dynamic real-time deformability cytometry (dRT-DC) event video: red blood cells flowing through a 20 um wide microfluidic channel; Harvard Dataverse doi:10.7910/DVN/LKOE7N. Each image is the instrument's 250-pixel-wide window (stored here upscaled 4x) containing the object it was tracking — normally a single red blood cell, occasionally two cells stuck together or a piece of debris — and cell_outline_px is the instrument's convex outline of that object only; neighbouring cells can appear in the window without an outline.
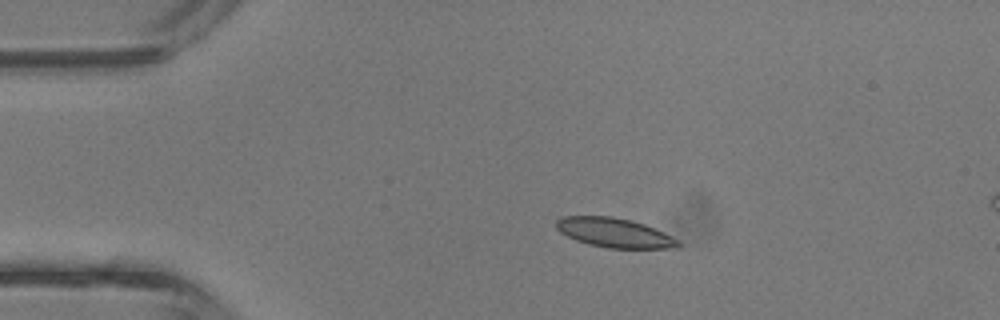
{"species": "common noctule bat (a hibernating species)", "species_latin": "Nyctalus noctula", "temperature_condition": "room temperature", "stored_images_in_passage": 4, "camera_frame_rate_fps": 3000, "um_per_image_px": 0.085, "animal": {"sex": "male", "body_mass_g": 13.3}, "frame": {"image": 1, "passage_image": 2, "time_ms": 0.333, "image_size_px": [1000, 320], "cell_outline_px": [[680, 248], [608, 248], [588, 244], [576, 240], [560, 232], [556, 228], [556, 220], [560, 216], [612, 216], [632, 220], [656, 228], [680, 240]], "centroid_in_image_um": [52.25, 19.78], "position_along_channel_um": 32.8, "area_um2": 21.1}}